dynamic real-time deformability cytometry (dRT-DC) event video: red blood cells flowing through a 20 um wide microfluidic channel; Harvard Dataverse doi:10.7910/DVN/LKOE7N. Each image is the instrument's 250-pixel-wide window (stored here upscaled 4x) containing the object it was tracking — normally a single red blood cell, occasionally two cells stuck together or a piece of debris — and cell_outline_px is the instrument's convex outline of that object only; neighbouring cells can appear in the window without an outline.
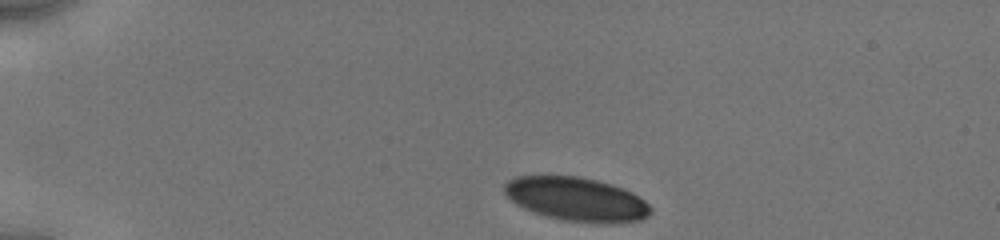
{"species": "human", "species_latin": "Homo sapiens", "temperature_condition": "cold", "stored_images_in_passage": 27, "camera_frame_rate_fps": 3000, "um_per_image_px": 0.085, "donor": {"sex": "male"}, "frame": {"image": 1, "passage_image": 1, "time_ms": 0.0, "image_size_px": [1000, 240], "cell_outline_px": [[652, 212], [648, 216], [640, 220], [616, 224], [596, 224], [560, 220], [544, 216], [524, 208], [516, 204], [504, 192], [504, 184], [508, 180], [516, 176], [576, 176], [596, 180], [612, 184], [632, 192], [644, 200], [652, 208]], "centroid_in_image_um": [49.03, 16.96], "position_along_channel_um": 36.0, "area_um2": 37.74}}
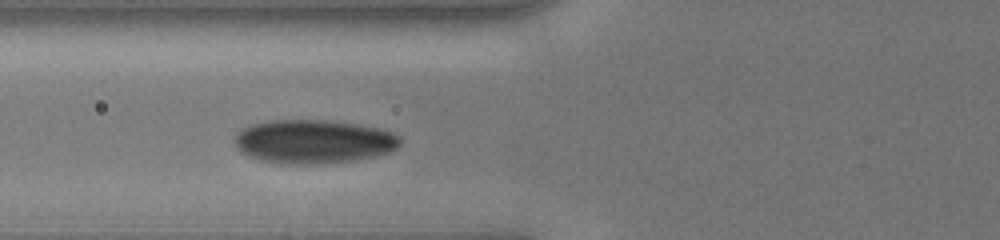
{"frame": {"image": 2, "passage_image": 16, "time_ms": 3.333, "image_size_px": [1000, 240], "cell_outline_px": [[400, 144], [396, 148], [388, 152], [376, 156], [352, 160], [324, 164], [288, 164], [260, 160], [248, 156], [236, 144], [236, 132], [240, 128], [252, 124], [272, 120], [324, 120], [356, 124], [380, 128], [392, 132], [400, 136]], "centroid_in_image_um": [26.67, 12.03], "position_along_channel_um": 99.1, "area_um2": 42.08}}
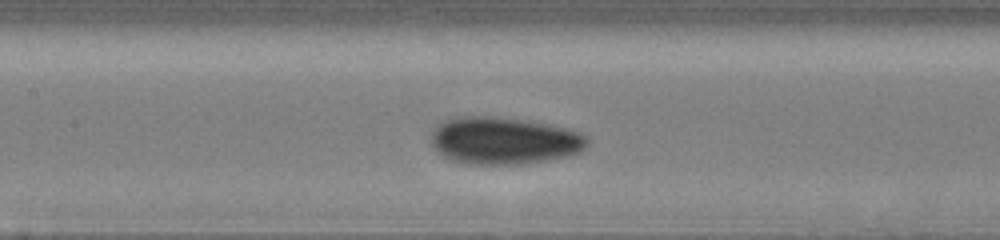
{"frame": {"image": 3, "passage_image": 23, "time_ms": 5.0, "image_size_px": [1000, 240], "cell_outline_px": [[588, 144], [580, 152], [568, 156], [528, 164], [464, 164], [452, 160], [444, 156], [432, 144], [432, 132], [436, 124], [452, 116], [492, 116], [528, 120], [552, 124], [580, 132], [588, 136]], "centroid_in_image_um": [42.86, 11.94], "position_along_channel_um": 164.5, "area_um2": 43.58}}